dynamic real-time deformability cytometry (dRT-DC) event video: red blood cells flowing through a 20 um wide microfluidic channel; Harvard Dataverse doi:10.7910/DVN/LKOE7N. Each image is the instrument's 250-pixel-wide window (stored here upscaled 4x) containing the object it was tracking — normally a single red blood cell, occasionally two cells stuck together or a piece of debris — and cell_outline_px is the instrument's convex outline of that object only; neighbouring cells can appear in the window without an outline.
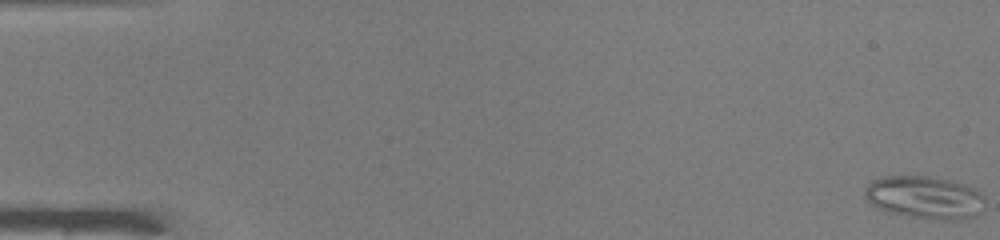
{"species": "common noctule bat (a hibernating species)", "species_latin": "Nyctalus noctula", "temperature_condition": "warm", "stored_images_in_passage": 51, "camera_frame_rate_fps": 3000, "um_per_image_px": 0.085, "animal": {"sex": "male", "body_mass_g": 19.0, "forearm_length_mm": 50.8}, "frame": {"image": 1, "passage_image": 1, "time_ms": 0.0, "image_size_px": [1000, 240], "cell_outline_px": [[984, 212], [960, 220], [944, 220], [912, 216], [888, 212], [876, 208], [864, 196], [864, 188], [872, 180], [884, 176], [928, 176], [948, 180], [972, 188], [984, 196]], "centroid_in_image_um": [78.58, 16.79], "position_along_channel_um": 6.4, "area_um2": 29.82}}
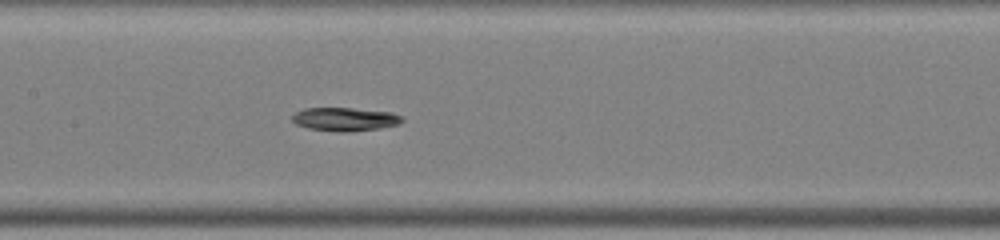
{"frame": {"image": 2, "passage_image": 25, "time_ms": 8.0, "image_size_px": [1000, 240], "cell_outline_px": [[404, 120], [396, 124], [380, 128], [344, 132], [340, 132], [308, 128], [296, 124], [292, 120], [292, 116], [296, 112], [304, 108], [352, 108], [392, 112], [404, 116]], "centroid_in_image_um": [29.33, 10.12], "position_along_channel_um": 178.1, "area_um2": 14.97}}
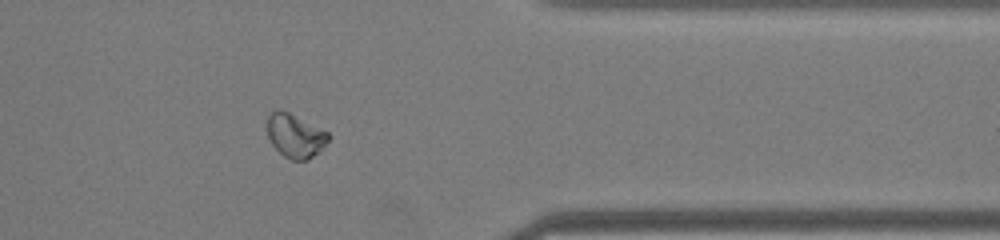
{"frame": {"image": 3, "passage_image": 41, "time_ms": 13.333, "image_size_px": [1000, 240], "cell_outline_px": [[328, 140], [308, 160], [292, 160], [284, 156], [272, 144], [268, 136], [268, 116], [276, 108], [280, 108], [328, 132]], "centroid_in_image_um": [25.05, 11.52], "position_along_channel_um": 386.3, "area_um2": 15.14}, "authors_computed_cell_mechanics": {"area_um2": 16.2996, "velocity_mm_per_s": 4.1307, "shape_relaxation_time_tau1_ms": 3.5608, "shape_relaxation_time_tau2_ms": null, "deformation_change_tau1": 0.1198, "deformation_change_tau2": null}}